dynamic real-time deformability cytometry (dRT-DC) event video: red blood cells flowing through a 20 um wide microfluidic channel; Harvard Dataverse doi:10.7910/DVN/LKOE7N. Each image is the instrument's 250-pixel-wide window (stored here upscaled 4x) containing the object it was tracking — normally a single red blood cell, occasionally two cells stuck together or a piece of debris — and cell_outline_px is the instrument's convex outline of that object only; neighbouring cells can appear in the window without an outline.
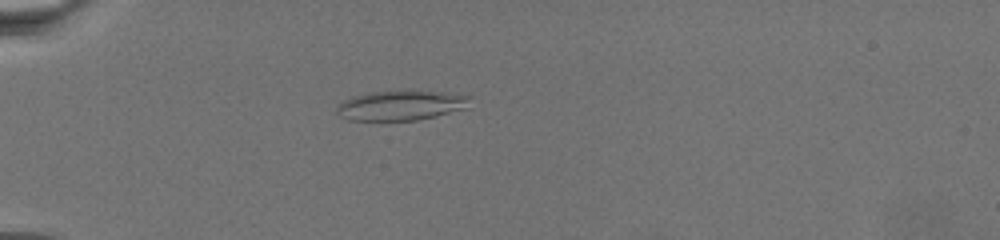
{"species": "common noctule bat (a hibernating species)", "species_latin": "Nyctalus noctula", "temperature_condition": "warm", "stored_images_in_passage": 52, "camera_frame_rate_fps": 3000, "um_per_image_px": 0.085, "animal": {"sex": "female", "body_mass_g": 19.5, "forearm_length_mm": 54.1}, "frame": {"image": 1, "passage_image": 3, "time_ms": 0.667, "image_size_px": [1000, 240], "cell_outline_px": [[472, 96], [468, 108], [436, 116], [416, 120], [348, 120], [340, 116], [336, 112], [336, 108], [344, 100], [352, 96], [372, 92], [444, 92]], "centroid_in_image_um": [34.1, 8.98], "position_along_channel_um": 50.9, "area_um2": 22.83}}
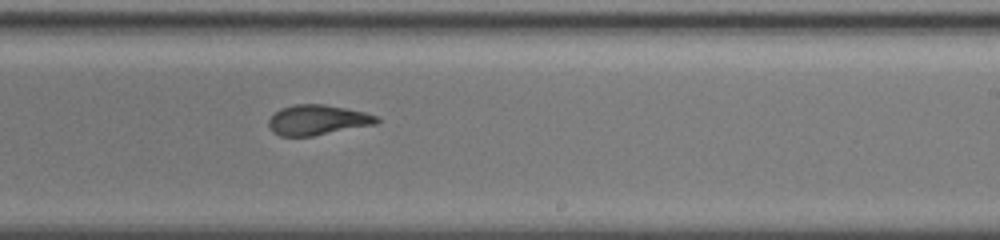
{"frame": {"image": 2, "passage_image": 27, "time_ms": 8.667, "image_size_px": [1000, 240], "cell_outline_px": [[380, 120], [376, 124], [312, 136], [280, 136], [272, 132], [268, 128], [268, 120], [280, 108], [296, 104], [324, 104], [364, 112], [376, 116]], "centroid_in_image_um": [26.95, 10.2], "position_along_channel_um": 262.1, "area_um2": 18.9}}
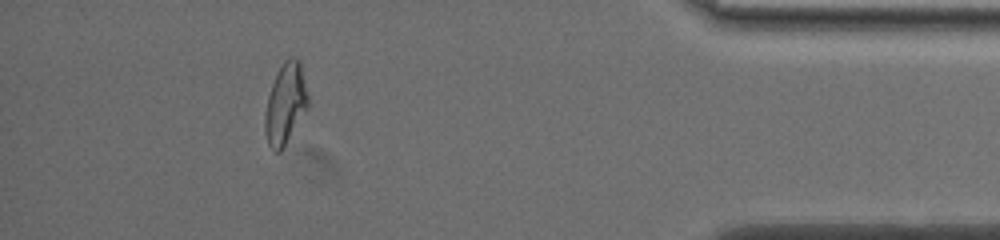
{"frame": {"image": 3, "passage_image": 46, "time_ms": 15.0, "image_size_px": [1000, 240], "cell_outline_px": [[308, 104], [280, 152], [276, 152], [268, 144], [264, 132], [264, 116], [268, 96], [272, 84], [284, 60], [288, 56], [292, 56], [300, 60], [308, 96]], "centroid_in_image_um": [24.24, 8.78], "position_along_channel_um": 411.0, "area_um2": 19.77}}